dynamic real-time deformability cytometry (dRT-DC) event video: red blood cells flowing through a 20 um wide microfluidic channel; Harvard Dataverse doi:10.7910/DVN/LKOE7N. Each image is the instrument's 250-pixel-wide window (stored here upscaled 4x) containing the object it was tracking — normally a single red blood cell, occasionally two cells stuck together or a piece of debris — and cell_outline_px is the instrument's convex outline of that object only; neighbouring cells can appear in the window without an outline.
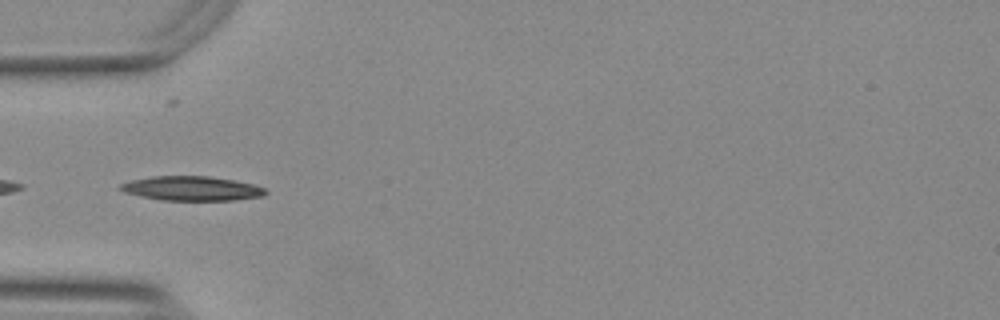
{"species": "Egyptian fruit bat (a non-hibernating species)", "species_latin": "Rousettus aegyptiacus", "temperature_condition": "warm", "stored_images_in_passage": 17, "camera_frame_rate_fps": 3000, "um_per_image_px": 0.085, "animal": {"sex": "female"}, "frame": {"image": 1, "passage_image": 1, "time_ms": 0.0, "image_size_px": [1000, 320], "cell_outline_px": [[268, 192], [264, 196], [232, 200], [160, 200], [140, 196], [124, 192], [120, 188], [120, 184], [132, 180], [152, 176], [208, 176], [232, 180], [252, 184], [264, 188]], "centroid_in_image_um": [16.29, 16.02], "position_along_channel_um": 68.7, "area_um2": 20.46}}
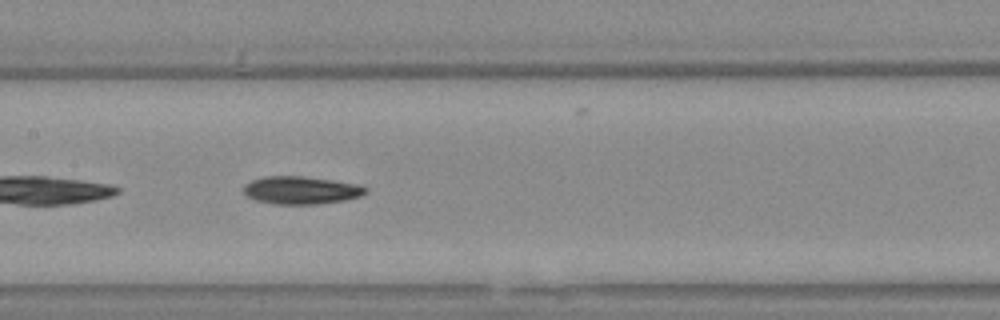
{"frame": {"image": 2, "passage_image": 10, "time_ms": 3.0, "image_size_px": [1000, 320], "cell_outline_px": [[368, 192], [360, 196], [344, 200], [316, 204], [272, 204], [256, 200], [248, 196], [244, 192], [244, 184], [252, 180], [264, 176], [304, 176], [356, 184], [368, 188]], "centroid_in_image_um": [25.58, 16.17], "position_along_channel_um": 181.8, "area_um2": 19.65}}